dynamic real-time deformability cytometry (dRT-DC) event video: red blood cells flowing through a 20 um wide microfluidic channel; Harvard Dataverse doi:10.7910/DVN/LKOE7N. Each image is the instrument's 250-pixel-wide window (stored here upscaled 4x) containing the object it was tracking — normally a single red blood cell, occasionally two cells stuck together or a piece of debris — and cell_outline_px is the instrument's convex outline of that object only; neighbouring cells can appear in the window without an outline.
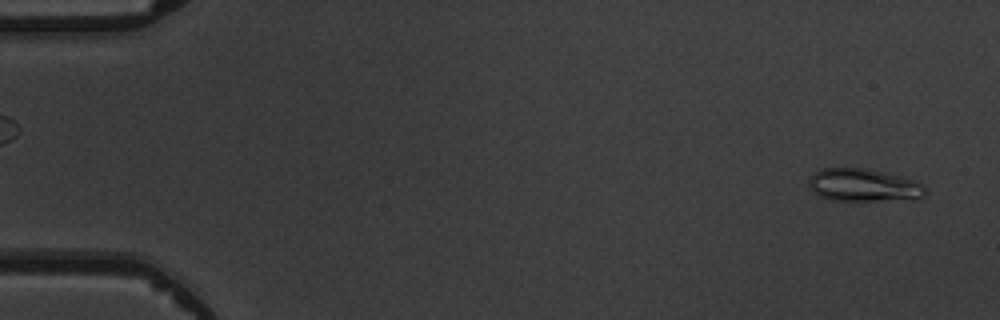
{"species": "common noctule bat (a hibernating species)", "species_latin": "Nyctalus noctula", "temperature_condition": "warm", "stored_images_in_passage": 2, "segment_of_instrument_passage": [2, 2], "camera_frame_rate_fps": 3000, "um_per_image_px": 0.085, "animal": {"sex": "male", "body_mass_g": 19.5, "forearm_length_mm": 54.6}, "frame": {"image": 1, "passage_image": 2, "time_ms": 1.0, "image_size_px": [1000, 320], "cell_outline_px": [[928, 192], [920, 200], [832, 200], [820, 196], [808, 184], [808, 176], [820, 168], [868, 168], [900, 176], [912, 180], [920, 184]], "centroid_in_image_um": [73.42, 15.74], "position_along_channel_um": 11.6, "area_um2": 22.37}}